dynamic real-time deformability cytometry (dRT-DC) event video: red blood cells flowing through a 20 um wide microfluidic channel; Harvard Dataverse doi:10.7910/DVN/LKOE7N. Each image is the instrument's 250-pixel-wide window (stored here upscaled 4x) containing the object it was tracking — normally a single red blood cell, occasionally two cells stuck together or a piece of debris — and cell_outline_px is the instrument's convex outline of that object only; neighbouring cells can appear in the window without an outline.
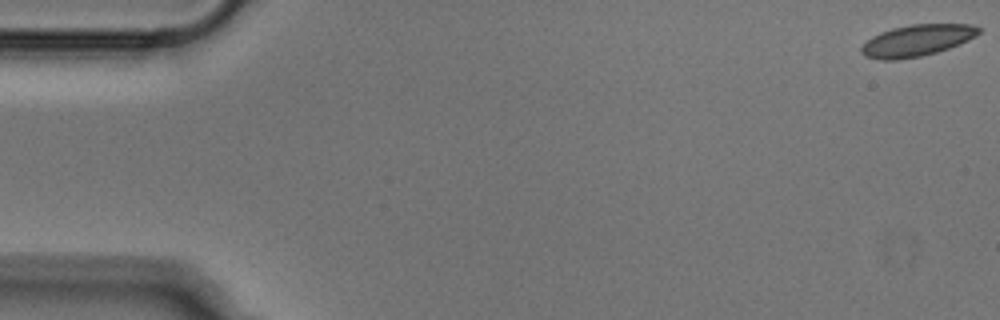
{"species": "Egyptian fruit bat (a non-hibernating species)", "species_latin": "Rousettus aegyptiacus", "temperature_condition": "cold", "stored_images_in_passage": 52, "camera_frame_rate_fps": 3000, "um_per_image_px": 0.085, "animal": {"sex": "male"}, "frame": {"image": 1, "passage_image": 1, "time_ms": 0.0, "image_size_px": [1000, 320], "cell_outline_px": [[980, 32], [976, 36], [960, 44], [936, 52], [920, 56], [896, 60], [880, 60], [864, 56], [860, 52], [860, 48], [872, 36], [880, 32], [892, 28], [912, 24], [972, 24], [980, 28]], "centroid_in_image_um": [77.92, 3.44], "position_along_channel_um": 7.1, "area_um2": 21.56}}
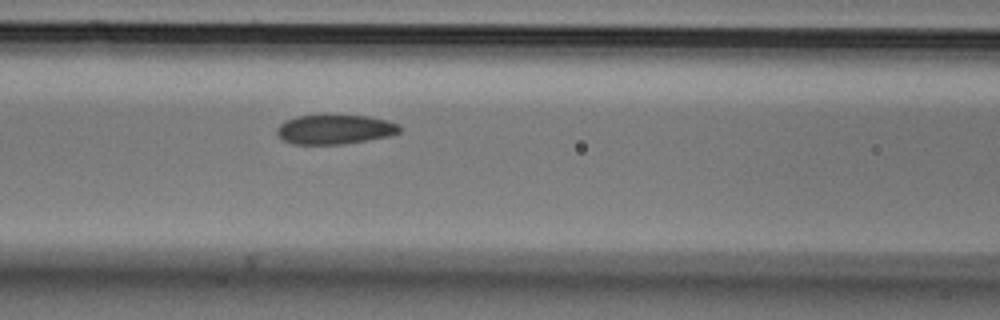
{"frame": {"image": 2, "passage_image": 22, "time_ms": 7.0, "image_size_px": [1000, 320], "cell_outline_px": [[400, 132], [388, 136], [344, 144], [292, 144], [284, 140], [276, 132], [276, 128], [284, 120], [296, 116], [368, 116], [388, 120], [400, 124]], "centroid_in_image_um": [28.46, 11.0], "position_along_channel_um": 138.1, "area_um2": 20.92}}
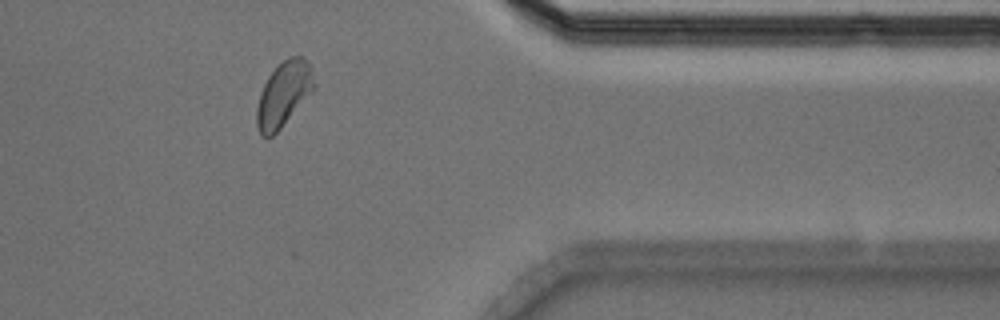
{"frame": {"image": 3, "passage_image": 43, "time_ms": 14.0, "image_size_px": [1000, 320], "cell_outline_px": [[316, 88], [280, 128], [268, 140], [260, 136], [256, 124], [256, 108], [260, 92], [268, 76], [288, 56], [304, 56], [308, 60], [312, 68], [316, 84]], "centroid_in_image_um": [24.12, 8.01], "position_along_channel_um": 387.3, "area_um2": 21.96}}